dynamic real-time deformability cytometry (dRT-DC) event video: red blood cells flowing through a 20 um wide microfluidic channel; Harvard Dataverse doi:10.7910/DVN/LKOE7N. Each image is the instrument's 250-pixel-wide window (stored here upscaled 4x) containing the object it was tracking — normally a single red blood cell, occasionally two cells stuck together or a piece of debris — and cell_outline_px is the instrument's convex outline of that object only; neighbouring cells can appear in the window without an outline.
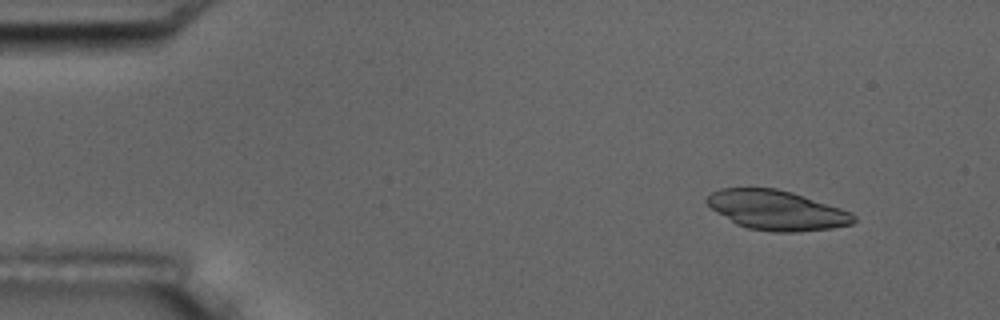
{"species": "common noctule bat (a hibernating species)", "species_latin": "Nyctalus noctula", "temperature_condition": "room temperature", "stored_images_in_passage": 5, "camera_frame_rate_fps": 3000, "um_per_image_px": 0.085, "animal": {"sex": "male", "body_mass_g": 17.5, "forearm_length_mm": 52.3}, "frame": {"image": 1, "passage_image": 2, "time_ms": 1.333, "image_size_px": [1000, 320], "cell_outline_px": [[856, 220], [852, 224], [832, 228], [796, 232], [776, 232], [748, 228], [736, 224], [712, 208], [704, 200], [712, 192], [720, 188], [776, 188], [792, 192], [852, 212], [856, 216]], "centroid_in_image_um": [66.04, 17.86], "position_along_channel_um": 19.0, "area_um2": 33.7}}